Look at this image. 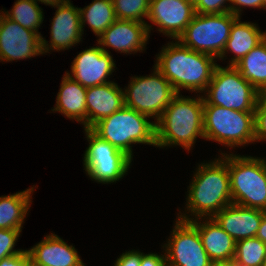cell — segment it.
I'll return each mask as SVG.
<instances>
[{"instance_id":"obj_1","label":"cell","mask_w":266,"mask_h":266,"mask_svg":"<svg viewBox=\"0 0 266 266\" xmlns=\"http://www.w3.org/2000/svg\"><path fill=\"white\" fill-rule=\"evenodd\" d=\"M156 59L155 67L171 83L177 94H180L181 88L205 93L218 65L214 57L193 51L179 41L168 43Z\"/></svg>"},{"instance_id":"obj_2","label":"cell","mask_w":266,"mask_h":266,"mask_svg":"<svg viewBox=\"0 0 266 266\" xmlns=\"http://www.w3.org/2000/svg\"><path fill=\"white\" fill-rule=\"evenodd\" d=\"M221 154L222 158L199 165L188 188L186 207L196 219L212 218L232 204L227 155Z\"/></svg>"},{"instance_id":"obj_3","label":"cell","mask_w":266,"mask_h":266,"mask_svg":"<svg viewBox=\"0 0 266 266\" xmlns=\"http://www.w3.org/2000/svg\"><path fill=\"white\" fill-rule=\"evenodd\" d=\"M203 96L185 98L177 94L155 122L156 146H182L190 150L197 137L204 138Z\"/></svg>"},{"instance_id":"obj_4","label":"cell","mask_w":266,"mask_h":266,"mask_svg":"<svg viewBox=\"0 0 266 266\" xmlns=\"http://www.w3.org/2000/svg\"><path fill=\"white\" fill-rule=\"evenodd\" d=\"M149 116L124 106L96 123L91 130L131 159L134 143L156 146V125Z\"/></svg>"},{"instance_id":"obj_5","label":"cell","mask_w":266,"mask_h":266,"mask_svg":"<svg viewBox=\"0 0 266 266\" xmlns=\"http://www.w3.org/2000/svg\"><path fill=\"white\" fill-rule=\"evenodd\" d=\"M232 203L266 212V160L227 155Z\"/></svg>"},{"instance_id":"obj_6","label":"cell","mask_w":266,"mask_h":266,"mask_svg":"<svg viewBox=\"0 0 266 266\" xmlns=\"http://www.w3.org/2000/svg\"><path fill=\"white\" fill-rule=\"evenodd\" d=\"M204 138L228 147L255 142L254 112H242L222 106L204 104Z\"/></svg>"},{"instance_id":"obj_7","label":"cell","mask_w":266,"mask_h":266,"mask_svg":"<svg viewBox=\"0 0 266 266\" xmlns=\"http://www.w3.org/2000/svg\"><path fill=\"white\" fill-rule=\"evenodd\" d=\"M203 96V104H212L242 112H255L261 94L243 78L234 66L217 65Z\"/></svg>"},{"instance_id":"obj_8","label":"cell","mask_w":266,"mask_h":266,"mask_svg":"<svg viewBox=\"0 0 266 266\" xmlns=\"http://www.w3.org/2000/svg\"><path fill=\"white\" fill-rule=\"evenodd\" d=\"M238 17L231 12L195 14L178 41L185 47L219 58L223 53L230 29Z\"/></svg>"},{"instance_id":"obj_9","label":"cell","mask_w":266,"mask_h":266,"mask_svg":"<svg viewBox=\"0 0 266 266\" xmlns=\"http://www.w3.org/2000/svg\"><path fill=\"white\" fill-rule=\"evenodd\" d=\"M153 72L149 76L132 77L124 99L126 107L156 117L157 121L177 92L155 66Z\"/></svg>"},{"instance_id":"obj_10","label":"cell","mask_w":266,"mask_h":266,"mask_svg":"<svg viewBox=\"0 0 266 266\" xmlns=\"http://www.w3.org/2000/svg\"><path fill=\"white\" fill-rule=\"evenodd\" d=\"M89 146L84 154V169L90 179L99 183H112L121 179L130 168L132 159L91 129H84Z\"/></svg>"},{"instance_id":"obj_11","label":"cell","mask_w":266,"mask_h":266,"mask_svg":"<svg viewBox=\"0 0 266 266\" xmlns=\"http://www.w3.org/2000/svg\"><path fill=\"white\" fill-rule=\"evenodd\" d=\"M171 235L164 245L168 266H209L198 230L189 221L177 218Z\"/></svg>"},{"instance_id":"obj_12","label":"cell","mask_w":266,"mask_h":266,"mask_svg":"<svg viewBox=\"0 0 266 266\" xmlns=\"http://www.w3.org/2000/svg\"><path fill=\"white\" fill-rule=\"evenodd\" d=\"M41 34L0 15V60L14 61L42 55Z\"/></svg>"},{"instance_id":"obj_13","label":"cell","mask_w":266,"mask_h":266,"mask_svg":"<svg viewBox=\"0 0 266 266\" xmlns=\"http://www.w3.org/2000/svg\"><path fill=\"white\" fill-rule=\"evenodd\" d=\"M195 14V6L186 0H150L147 19L160 33L178 40Z\"/></svg>"},{"instance_id":"obj_14","label":"cell","mask_w":266,"mask_h":266,"mask_svg":"<svg viewBox=\"0 0 266 266\" xmlns=\"http://www.w3.org/2000/svg\"><path fill=\"white\" fill-rule=\"evenodd\" d=\"M115 66L110 53L96 46L80 52L72 62V75L69 72L67 74L85 88H89L112 82L106 78L112 74Z\"/></svg>"},{"instance_id":"obj_15","label":"cell","mask_w":266,"mask_h":266,"mask_svg":"<svg viewBox=\"0 0 266 266\" xmlns=\"http://www.w3.org/2000/svg\"><path fill=\"white\" fill-rule=\"evenodd\" d=\"M57 10L52 21L50 30V46L48 41L41 37L42 53H49L51 50L69 49L82 41V28L80 10L74 7L70 0H66L56 6ZM50 48V49H49Z\"/></svg>"},{"instance_id":"obj_16","label":"cell","mask_w":266,"mask_h":266,"mask_svg":"<svg viewBox=\"0 0 266 266\" xmlns=\"http://www.w3.org/2000/svg\"><path fill=\"white\" fill-rule=\"evenodd\" d=\"M150 31L151 25L147 23L117 19L99 37L97 44L106 53L109 52L105 46L126 54L141 52L145 49Z\"/></svg>"},{"instance_id":"obj_17","label":"cell","mask_w":266,"mask_h":266,"mask_svg":"<svg viewBox=\"0 0 266 266\" xmlns=\"http://www.w3.org/2000/svg\"><path fill=\"white\" fill-rule=\"evenodd\" d=\"M265 211L247 208L236 204L224 207L212 218L225 230L236 242L256 237Z\"/></svg>"},{"instance_id":"obj_18","label":"cell","mask_w":266,"mask_h":266,"mask_svg":"<svg viewBox=\"0 0 266 266\" xmlns=\"http://www.w3.org/2000/svg\"><path fill=\"white\" fill-rule=\"evenodd\" d=\"M178 219L189 221L198 230L203 247L211 261L234 258L236 241L213 218H205V222L201 223L199 218L193 220L186 214H181L178 215Z\"/></svg>"},{"instance_id":"obj_19","label":"cell","mask_w":266,"mask_h":266,"mask_svg":"<svg viewBox=\"0 0 266 266\" xmlns=\"http://www.w3.org/2000/svg\"><path fill=\"white\" fill-rule=\"evenodd\" d=\"M124 106V91L115 82L87 88L88 129Z\"/></svg>"},{"instance_id":"obj_20","label":"cell","mask_w":266,"mask_h":266,"mask_svg":"<svg viewBox=\"0 0 266 266\" xmlns=\"http://www.w3.org/2000/svg\"><path fill=\"white\" fill-rule=\"evenodd\" d=\"M27 251L33 266H85L76 249L52 233Z\"/></svg>"},{"instance_id":"obj_21","label":"cell","mask_w":266,"mask_h":266,"mask_svg":"<svg viewBox=\"0 0 266 266\" xmlns=\"http://www.w3.org/2000/svg\"><path fill=\"white\" fill-rule=\"evenodd\" d=\"M86 90L87 88L65 72L57 94L56 106L52 111H58L69 119L80 121L83 123L84 129H88Z\"/></svg>"},{"instance_id":"obj_22","label":"cell","mask_w":266,"mask_h":266,"mask_svg":"<svg viewBox=\"0 0 266 266\" xmlns=\"http://www.w3.org/2000/svg\"><path fill=\"white\" fill-rule=\"evenodd\" d=\"M265 38L266 32H261L256 24L241 22L240 17H238L231 26L230 36L219 58L222 60L229 50L231 53L235 54V56L231 58L229 66H234Z\"/></svg>"},{"instance_id":"obj_23","label":"cell","mask_w":266,"mask_h":266,"mask_svg":"<svg viewBox=\"0 0 266 266\" xmlns=\"http://www.w3.org/2000/svg\"><path fill=\"white\" fill-rule=\"evenodd\" d=\"M234 67L261 95L266 94V38Z\"/></svg>"},{"instance_id":"obj_24","label":"cell","mask_w":266,"mask_h":266,"mask_svg":"<svg viewBox=\"0 0 266 266\" xmlns=\"http://www.w3.org/2000/svg\"><path fill=\"white\" fill-rule=\"evenodd\" d=\"M34 187L0 197V229L21 230L31 203Z\"/></svg>"},{"instance_id":"obj_25","label":"cell","mask_w":266,"mask_h":266,"mask_svg":"<svg viewBox=\"0 0 266 266\" xmlns=\"http://www.w3.org/2000/svg\"><path fill=\"white\" fill-rule=\"evenodd\" d=\"M79 10L82 32L87 22L98 37L117 20L112 0H94L90 5Z\"/></svg>"},{"instance_id":"obj_26","label":"cell","mask_w":266,"mask_h":266,"mask_svg":"<svg viewBox=\"0 0 266 266\" xmlns=\"http://www.w3.org/2000/svg\"><path fill=\"white\" fill-rule=\"evenodd\" d=\"M10 20L17 22L20 26L34 32H38L43 18V11L38 3L33 0H17L10 12H3Z\"/></svg>"},{"instance_id":"obj_27","label":"cell","mask_w":266,"mask_h":266,"mask_svg":"<svg viewBox=\"0 0 266 266\" xmlns=\"http://www.w3.org/2000/svg\"><path fill=\"white\" fill-rule=\"evenodd\" d=\"M266 259V243L259 238H247L236 242L233 260L236 266H262Z\"/></svg>"},{"instance_id":"obj_28","label":"cell","mask_w":266,"mask_h":266,"mask_svg":"<svg viewBox=\"0 0 266 266\" xmlns=\"http://www.w3.org/2000/svg\"><path fill=\"white\" fill-rule=\"evenodd\" d=\"M116 18L146 23L150 0H112Z\"/></svg>"},{"instance_id":"obj_29","label":"cell","mask_w":266,"mask_h":266,"mask_svg":"<svg viewBox=\"0 0 266 266\" xmlns=\"http://www.w3.org/2000/svg\"><path fill=\"white\" fill-rule=\"evenodd\" d=\"M21 231L22 230L15 229H0V261L25 251L22 249H13Z\"/></svg>"},{"instance_id":"obj_30","label":"cell","mask_w":266,"mask_h":266,"mask_svg":"<svg viewBox=\"0 0 266 266\" xmlns=\"http://www.w3.org/2000/svg\"><path fill=\"white\" fill-rule=\"evenodd\" d=\"M255 141H266V94L261 95L254 112Z\"/></svg>"},{"instance_id":"obj_31","label":"cell","mask_w":266,"mask_h":266,"mask_svg":"<svg viewBox=\"0 0 266 266\" xmlns=\"http://www.w3.org/2000/svg\"><path fill=\"white\" fill-rule=\"evenodd\" d=\"M230 0H199L195 5V12L197 14H219L231 12V6L223 5Z\"/></svg>"},{"instance_id":"obj_32","label":"cell","mask_w":266,"mask_h":266,"mask_svg":"<svg viewBox=\"0 0 266 266\" xmlns=\"http://www.w3.org/2000/svg\"><path fill=\"white\" fill-rule=\"evenodd\" d=\"M0 266H33L32 259L27 250L0 261Z\"/></svg>"},{"instance_id":"obj_33","label":"cell","mask_w":266,"mask_h":266,"mask_svg":"<svg viewBox=\"0 0 266 266\" xmlns=\"http://www.w3.org/2000/svg\"><path fill=\"white\" fill-rule=\"evenodd\" d=\"M231 13L240 17L241 7L264 8V0H230ZM240 6V7H239Z\"/></svg>"},{"instance_id":"obj_34","label":"cell","mask_w":266,"mask_h":266,"mask_svg":"<svg viewBox=\"0 0 266 266\" xmlns=\"http://www.w3.org/2000/svg\"><path fill=\"white\" fill-rule=\"evenodd\" d=\"M140 261L141 252L132 250L122 253L115 261L114 266H140Z\"/></svg>"},{"instance_id":"obj_35","label":"cell","mask_w":266,"mask_h":266,"mask_svg":"<svg viewBox=\"0 0 266 266\" xmlns=\"http://www.w3.org/2000/svg\"><path fill=\"white\" fill-rule=\"evenodd\" d=\"M140 266H168L166 255L144 254L141 252Z\"/></svg>"},{"instance_id":"obj_36","label":"cell","mask_w":266,"mask_h":266,"mask_svg":"<svg viewBox=\"0 0 266 266\" xmlns=\"http://www.w3.org/2000/svg\"><path fill=\"white\" fill-rule=\"evenodd\" d=\"M256 237L259 238L263 243H266V214L263 216V219L261 220Z\"/></svg>"},{"instance_id":"obj_37","label":"cell","mask_w":266,"mask_h":266,"mask_svg":"<svg viewBox=\"0 0 266 266\" xmlns=\"http://www.w3.org/2000/svg\"><path fill=\"white\" fill-rule=\"evenodd\" d=\"M209 266H236V264L233 259H230V260L211 261Z\"/></svg>"},{"instance_id":"obj_38","label":"cell","mask_w":266,"mask_h":266,"mask_svg":"<svg viewBox=\"0 0 266 266\" xmlns=\"http://www.w3.org/2000/svg\"><path fill=\"white\" fill-rule=\"evenodd\" d=\"M35 3H37L38 1L41 3H44L46 5H50L52 7H56L57 5L62 4L63 2H65L66 0H33Z\"/></svg>"},{"instance_id":"obj_39","label":"cell","mask_w":266,"mask_h":266,"mask_svg":"<svg viewBox=\"0 0 266 266\" xmlns=\"http://www.w3.org/2000/svg\"><path fill=\"white\" fill-rule=\"evenodd\" d=\"M186 1H188L189 3H191L195 6L199 0H186Z\"/></svg>"},{"instance_id":"obj_40","label":"cell","mask_w":266,"mask_h":266,"mask_svg":"<svg viewBox=\"0 0 266 266\" xmlns=\"http://www.w3.org/2000/svg\"><path fill=\"white\" fill-rule=\"evenodd\" d=\"M262 266H266V259L264 260Z\"/></svg>"}]
</instances>
